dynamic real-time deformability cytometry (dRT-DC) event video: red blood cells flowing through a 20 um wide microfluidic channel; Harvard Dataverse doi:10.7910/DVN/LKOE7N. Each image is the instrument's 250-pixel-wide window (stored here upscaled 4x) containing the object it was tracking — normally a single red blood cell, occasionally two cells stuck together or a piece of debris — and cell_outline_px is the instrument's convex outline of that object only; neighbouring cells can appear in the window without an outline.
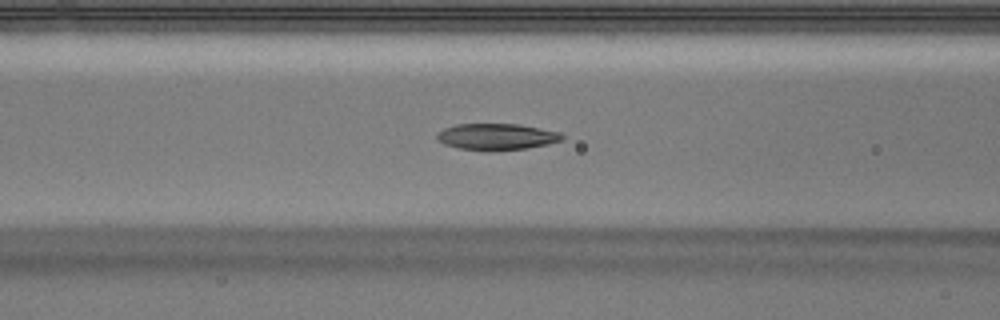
{"species": "Egyptian fruit bat (a non-hibernating species)", "species_latin": "Rousettus aegyptiacus", "temperature_condition": "warm", "stored_images_in_passage": 49, "camera_frame_rate_fps": 3000, "um_per_image_px": 0.085, "animal": {"sex": "male"}, "frame": {"image": 1, "passage_image": 18, "time_ms": 5.667, "image_size_px": [1000, 320], "cell_outline_px": [[564, 140], [548, 144], [524, 148], [460, 148], [444, 144], [436, 140], [436, 136], [444, 128], [456, 124], [520, 124], [560, 132], [564, 136]], "centroid_in_image_um": [42.24, 11.57], "position_along_channel_um": 124.4, "area_um2": 18.5}}
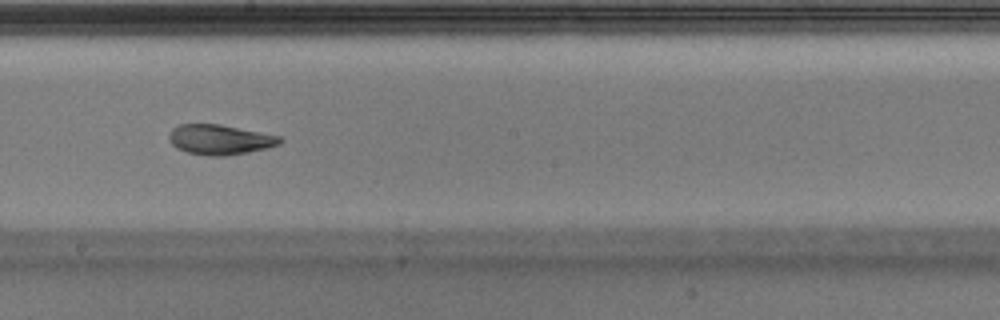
{"frame": {"image": 2, "passage_image": 26, "time_ms": 8.333, "image_size_px": [1000, 320], "cell_outline_px": [[284, 140], [280, 144], [248, 152], [224, 156], [208, 156], [188, 152], [176, 148], [172, 144], [168, 136], [172, 128], [180, 124], [220, 124], [280, 136]], "centroid_in_image_um": [18.67, 11.86], "position_along_channel_um": 229.5, "area_um2": 19.31}}
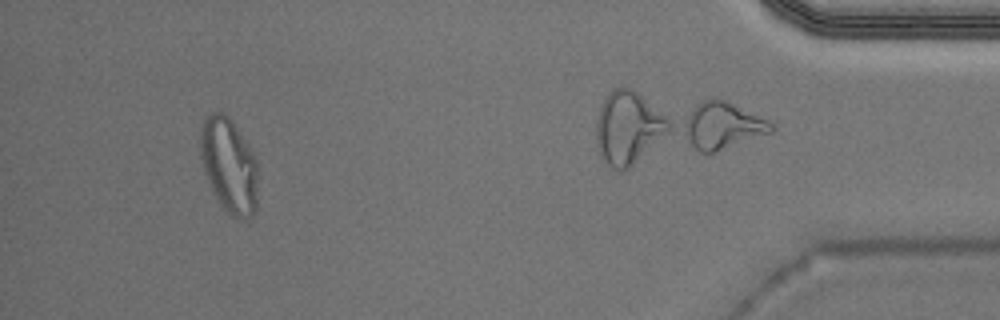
{"frame": {"image": 3, "passage_image": 45, "time_ms": 14.667, "image_size_px": [1000, 320], "cell_outline_px": [[256, 212], [252, 216], [240, 220], [232, 216], [220, 204], [208, 184], [200, 160], [200, 128], [204, 120], [212, 112], [224, 112], [232, 120], [256, 156]], "centroid_in_image_um": [19.44, 14.05], "position_along_channel_um": 415.8, "area_um2": 32.02}, "authors_computed_cell_mechanics": {"area_um2": 19.3052, "velocity_mm_per_s": 3.941, "shape_relaxation_time_tau1_ms": null, "shape_relaxation_time_tau2_ms": 1.3487, "deformation_change_tau1": null, "deformation_change_tau2": 0.0718}}